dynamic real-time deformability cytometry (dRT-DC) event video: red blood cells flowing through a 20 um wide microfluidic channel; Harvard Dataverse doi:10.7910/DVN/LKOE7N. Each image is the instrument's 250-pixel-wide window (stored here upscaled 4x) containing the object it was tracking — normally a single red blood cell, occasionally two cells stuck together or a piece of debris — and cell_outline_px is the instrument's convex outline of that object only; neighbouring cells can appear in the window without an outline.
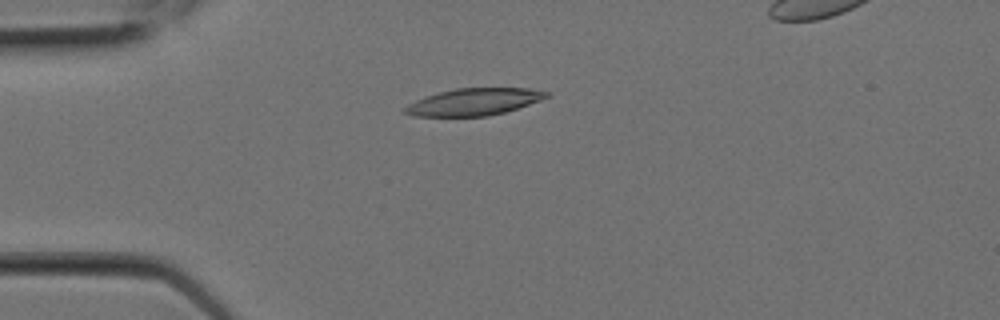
{"species": "Egyptian fruit bat (a non-hibernating species)", "species_latin": "Rousettus aegyptiacus", "temperature_condition": "room temperature", "stored_images_in_passage": 7, "camera_frame_rate_fps": 3000, "um_per_image_px": 0.085, "animal": {"sex": "female"}, "frame": {"image": 1, "passage_image": 5, "time_ms": 1.333, "image_size_px": [1000, 320], "cell_outline_px": [[552, 96], [504, 112], [488, 116], [412, 116], [404, 112], [404, 108], [408, 104], [416, 100], [440, 92], [456, 88], [528, 88], [552, 92]], "centroid_in_image_um": [40.33, 8.65], "position_along_channel_um": 44.7, "area_um2": 22.14}}
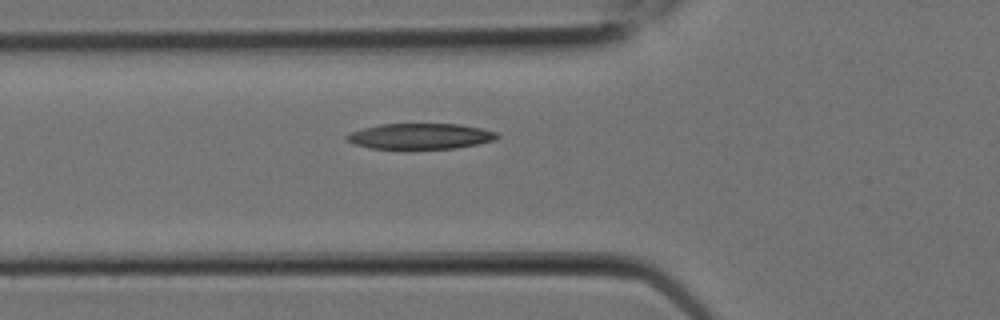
{"frame": {"image": 2, "passage_image": 7, "time_ms": 2.0, "image_size_px": [1000, 320], "cell_outline_px": [[500, 136], [496, 140], [456, 148], [368, 148], [344, 140], [344, 136], [352, 132], [364, 128], [384, 124], [460, 124], [480, 128], [496, 132]], "centroid_in_image_um": [35.73, 11.57], "position_along_channel_um": 90.1, "area_um2": 22.25}}